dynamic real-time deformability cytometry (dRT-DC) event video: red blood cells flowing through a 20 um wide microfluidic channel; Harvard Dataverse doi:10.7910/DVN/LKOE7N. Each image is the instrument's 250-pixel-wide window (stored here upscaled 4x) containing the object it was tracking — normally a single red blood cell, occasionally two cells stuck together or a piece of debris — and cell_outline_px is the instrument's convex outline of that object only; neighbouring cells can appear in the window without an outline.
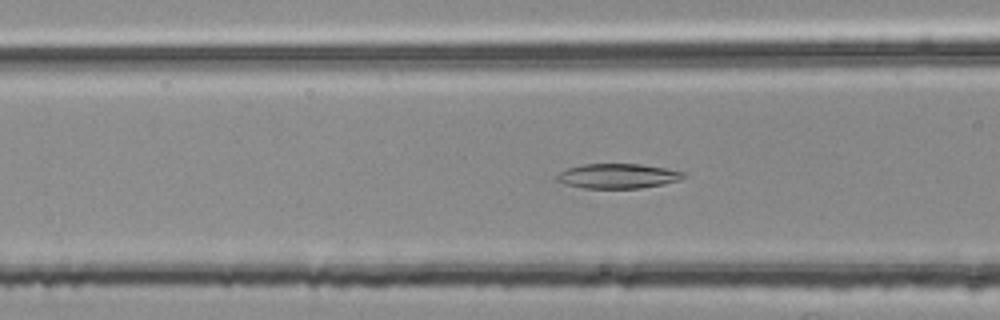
{"species": "common noctule bat (a hibernating species)", "species_latin": "Nyctalus noctula", "temperature_condition": "room temperature", "stored_images_in_passage": 51, "camera_frame_rate_fps": 3000, "um_per_image_px": 0.085, "animal": {"sex": "female", "body_mass_g": 25.1}, "frame": {"image": 1, "passage_image": 19, "time_ms": 6.0, "image_size_px": [1000, 320], "cell_outline_px": [[688, 176], [680, 180], [664, 184], [640, 188], [584, 188], [564, 184], [556, 180], [556, 176], [560, 172], [568, 168], [584, 164], [640, 164], [668, 168], [688, 172]], "centroid_in_image_um": [52.59, 14.96], "position_along_channel_um": 114.0, "area_um2": 18.5}}
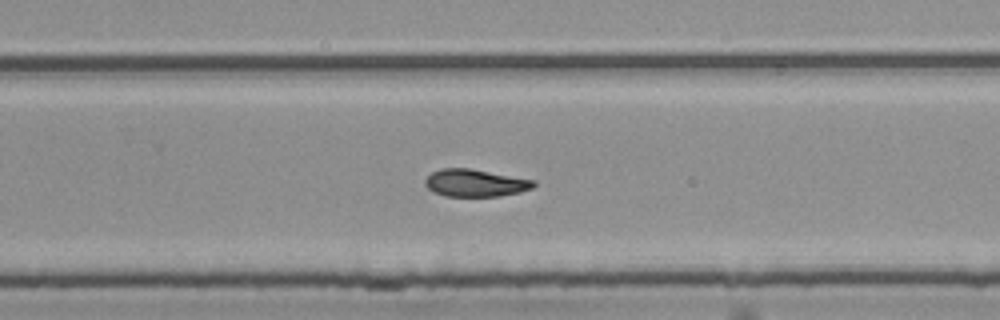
{"frame": {"image": 2, "passage_image": 33, "time_ms": 10.667, "image_size_px": [1000, 320], "cell_outline_px": [[536, 184], [532, 188], [520, 192], [500, 196], [444, 196], [432, 192], [424, 184], [424, 180], [432, 172], [440, 168], [468, 168], [536, 180]], "centroid_in_image_um": [40.38, 15.55], "position_along_channel_um": 289.4, "area_um2": 17.4}}
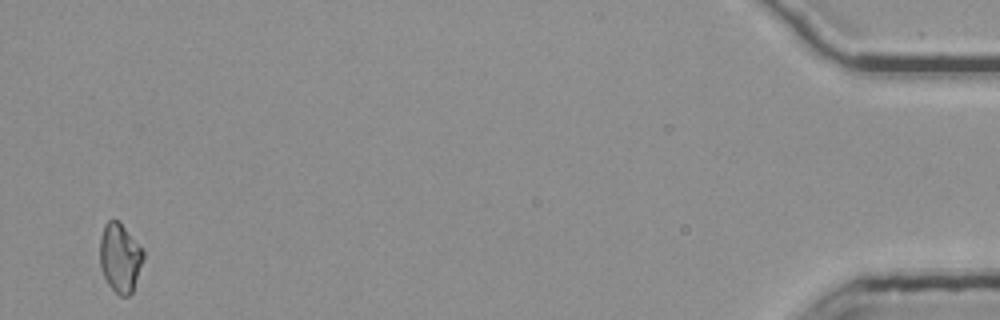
{"frame": {"image": 3, "passage_image": 51, "time_ms": 16.667, "image_size_px": [1000, 320], "cell_outline_px": [[144, 260], [132, 292], [128, 296], [120, 296], [108, 284], [100, 268], [100, 236], [104, 224], [108, 220], [116, 220], [144, 248]], "centroid_in_image_um": [10.21, 21.91], "position_along_channel_um": 425.0, "area_um2": 17.51}, "authors_computed_cell_mechanics": {"area_um2": 17.918, "velocity_mm_per_s": 3.7682, "shape_relaxation_time_tau1_ms": null, "shape_relaxation_time_tau2_ms": 9.9848, "deformation_change_tau1": null, "deformation_change_tau2": 0.1667}}